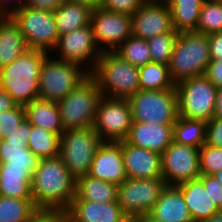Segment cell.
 <instances>
[{
  "instance_id": "2e32d148",
  "label": "cell",
  "mask_w": 222,
  "mask_h": 222,
  "mask_svg": "<svg viewBox=\"0 0 222 222\" xmlns=\"http://www.w3.org/2000/svg\"><path fill=\"white\" fill-rule=\"evenodd\" d=\"M175 31L166 0H146L132 15V35L144 40Z\"/></svg>"
},
{
  "instance_id": "ab89813d",
  "label": "cell",
  "mask_w": 222,
  "mask_h": 222,
  "mask_svg": "<svg viewBox=\"0 0 222 222\" xmlns=\"http://www.w3.org/2000/svg\"><path fill=\"white\" fill-rule=\"evenodd\" d=\"M198 179L203 183V186L210 195V199L219 210H222V185L213 175L201 174Z\"/></svg>"
},
{
  "instance_id": "f5cc1de1",
  "label": "cell",
  "mask_w": 222,
  "mask_h": 222,
  "mask_svg": "<svg viewBox=\"0 0 222 222\" xmlns=\"http://www.w3.org/2000/svg\"><path fill=\"white\" fill-rule=\"evenodd\" d=\"M135 220L137 222H160V221L154 220L149 215H145V216L139 217V218H137Z\"/></svg>"
},
{
  "instance_id": "5b68a950",
  "label": "cell",
  "mask_w": 222,
  "mask_h": 222,
  "mask_svg": "<svg viewBox=\"0 0 222 222\" xmlns=\"http://www.w3.org/2000/svg\"><path fill=\"white\" fill-rule=\"evenodd\" d=\"M102 97L95 79L89 74L57 103L64 131L93 127Z\"/></svg>"
},
{
  "instance_id": "7402d4cb",
  "label": "cell",
  "mask_w": 222,
  "mask_h": 222,
  "mask_svg": "<svg viewBox=\"0 0 222 222\" xmlns=\"http://www.w3.org/2000/svg\"><path fill=\"white\" fill-rule=\"evenodd\" d=\"M183 194L185 204L192 216L193 222L207 219L220 210L209 198L203 183L197 178L177 185Z\"/></svg>"
},
{
  "instance_id": "816d5d0a",
  "label": "cell",
  "mask_w": 222,
  "mask_h": 222,
  "mask_svg": "<svg viewBox=\"0 0 222 222\" xmlns=\"http://www.w3.org/2000/svg\"><path fill=\"white\" fill-rule=\"evenodd\" d=\"M64 1L83 3V4L91 6L92 8L97 6V2H98V0H64Z\"/></svg>"
},
{
  "instance_id": "74e56055",
  "label": "cell",
  "mask_w": 222,
  "mask_h": 222,
  "mask_svg": "<svg viewBox=\"0 0 222 222\" xmlns=\"http://www.w3.org/2000/svg\"><path fill=\"white\" fill-rule=\"evenodd\" d=\"M26 119L25 108L16 105L14 108L0 112V138L3 140Z\"/></svg>"
},
{
  "instance_id": "bcb514c9",
  "label": "cell",
  "mask_w": 222,
  "mask_h": 222,
  "mask_svg": "<svg viewBox=\"0 0 222 222\" xmlns=\"http://www.w3.org/2000/svg\"><path fill=\"white\" fill-rule=\"evenodd\" d=\"M64 0H26L25 6L36 10L54 12Z\"/></svg>"
},
{
  "instance_id": "ffe728a7",
  "label": "cell",
  "mask_w": 222,
  "mask_h": 222,
  "mask_svg": "<svg viewBox=\"0 0 222 222\" xmlns=\"http://www.w3.org/2000/svg\"><path fill=\"white\" fill-rule=\"evenodd\" d=\"M173 125L133 121L126 141L161 155L173 141Z\"/></svg>"
},
{
  "instance_id": "3957f363",
  "label": "cell",
  "mask_w": 222,
  "mask_h": 222,
  "mask_svg": "<svg viewBox=\"0 0 222 222\" xmlns=\"http://www.w3.org/2000/svg\"><path fill=\"white\" fill-rule=\"evenodd\" d=\"M104 97L128 99L139 89V67L123 60L115 52H102L89 73Z\"/></svg>"
},
{
  "instance_id": "83f0119b",
  "label": "cell",
  "mask_w": 222,
  "mask_h": 222,
  "mask_svg": "<svg viewBox=\"0 0 222 222\" xmlns=\"http://www.w3.org/2000/svg\"><path fill=\"white\" fill-rule=\"evenodd\" d=\"M205 0H166L171 11L175 31H196L200 11Z\"/></svg>"
},
{
  "instance_id": "11a10c76",
  "label": "cell",
  "mask_w": 222,
  "mask_h": 222,
  "mask_svg": "<svg viewBox=\"0 0 222 222\" xmlns=\"http://www.w3.org/2000/svg\"><path fill=\"white\" fill-rule=\"evenodd\" d=\"M127 222H137V221L134 219H129Z\"/></svg>"
},
{
  "instance_id": "52a82bcc",
  "label": "cell",
  "mask_w": 222,
  "mask_h": 222,
  "mask_svg": "<svg viewBox=\"0 0 222 222\" xmlns=\"http://www.w3.org/2000/svg\"><path fill=\"white\" fill-rule=\"evenodd\" d=\"M102 142L93 127L66 130L60 136L59 157L75 179L89 174Z\"/></svg>"
},
{
  "instance_id": "f6af8a7d",
  "label": "cell",
  "mask_w": 222,
  "mask_h": 222,
  "mask_svg": "<svg viewBox=\"0 0 222 222\" xmlns=\"http://www.w3.org/2000/svg\"><path fill=\"white\" fill-rule=\"evenodd\" d=\"M211 60L222 59V32L207 35Z\"/></svg>"
},
{
  "instance_id": "ee69618b",
  "label": "cell",
  "mask_w": 222,
  "mask_h": 222,
  "mask_svg": "<svg viewBox=\"0 0 222 222\" xmlns=\"http://www.w3.org/2000/svg\"><path fill=\"white\" fill-rule=\"evenodd\" d=\"M204 76L216 87L222 86V59L211 60Z\"/></svg>"
},
{
  "instance_id": "4fadbf2b",
  "label": "cell",
  "mask_w": 222,
  "mask_h": 222,
  "mask_svg": "<svg viewBox=\"0 0 222 222\" xmlns=\"http://www.w3.org/2000/svg\"><path fill=\"white\" fill-rule=\"evenodd\" d=\"M93 38L101 52H114L132 35V16L95 6L90 16Z\"/></svg>"
},
{
  "instance_id": "9f6ffc18",
  "label": "cell",
  "mask_w": 222,
  "mask_h": 222,
  "mask_svg": "<svg viewBox=\"0 0 222 222\" xmlns=\"http://www.w3.org/2000/svg\"><path fill=\"white\" fill-rule=\"evenodd\" d=\"M3 18H4V16L2 14H0V22L2 21Z\"/></svg>"
},
{
  "instance_id": "8fae6325",
  "label": "cell",
  "mask_w": 222,
  "mask_h": 222,
  "mask_svg": "<svg viewBox=\"0 0 222 222\" xmlns=\"http://www.w3.org/2000/svg\"><path fill=\"white\" fill-rule=\"evenodd\" d=\"M11 18L19 26L29 49H39L51 53L56 47L59 34L54 12L24 6Z\"/></svg>"
},
{
  "instance_id": "4316f807",
  "label": "cell",
  "mask_w": 222,
  "mask_h": 222,
  "mask_svg": "<svg viewBox=\"0 0 222 222\" xmlns=\"http://www.w3.org/2000/svg\"><path fill=\"white\" fill-rule=\"evenodd\" d=\"M31 182L32 175L26 168L0 166V195L32 199Z\"/></svg>"
},
{
  "instance_id": "484cf974",
  "label": "cell",
  "mask_w": 222,
  "mask_h": 222,
  "mask_svg": "<svg viewBox=\"0 0 222 222\" xmlns=\"http://www.w3.org/2000/svg\"><path fill=\"white\" fill-rule=\"evenodd\" d=\"M118 185L99 180L90 175L76 179L75 196L72 200H88L97 203L117 201Z\"/></svg>"
},
{
  "instance_id": "4dcf8cb0",
  "label": "cell",
  "mask_w": 222,
  "mask_h": 222,
  "mask_svg": "<svg viewBox=\"0 0 222 222\" xmlns=\"http://www.w3.org/2000/svg\"><path fill=\"white\" fill-rule=\"evenodd\" d=\"M60 136L42 127L31 125L27 147L38 159L54 158L59 156Z\"/></svg>"
},
{
  "instance_id": "1f68e13d",
  "label": "cell",
  "mask_w": 222,
  "mask_h": 222,
  "mask_svg": "<svg viewBox=\"0 0 222 222\" xmlns=\"http://www.w3.org/2000/svg\"><path fill=\"white\" fill-rule=\"evenodd\" d=\"M140 90H162L175 88L168 65L150 62L139 67Z\"/></svg>"
},
{
  "instance_id": "836d02e7",
  "label": "cell",
  "mask_w": 222,
  "mask_h": 222,
  "mask_svg": "<svg viewBox=\"0 0 222 222\" xmlns=\"http://www.w3.org/2000/svg\"><path fill=\"white\" fill-rule=\"evenodd\" d=\"M123 60L141 67L151 62V56L147 40L131 35L115 51Z\"/></svg>"
},
{
  "instance_id": "e575fe53",
  "label": "cell",
  "mask_w": 222,
  "mask_h": 222,
  "mask_svg": "<svg viewBox=\"0 0 222 222\" xmlns=\"http://www.w3.org/2000/svg\"><path fill=\"white\" fill-rule=\"evenodd\" d=\"M196 32L206 35L222 32V0L204 1Z\"/></svg>"
},
{
  "instance_id": "d4e9b609",
  "label": "cell",
  "mask_w": 222,
  "mask_h": 222,
  "mask_svg": "<svg viewBox=\"0 0 222 222\" xmlns=\"http://www.w3.org/2000/svg\"><path fill=\"white\" fill-rule=\"evenodd\" d=\"M92 9L91 6L83 3L64 1L54 11L59 37L89 25Z\"/></svg>"
},
{
  "instance_id": "b9f144b4",
  "label": "cell",
  "mask_w": 222,
  "mask_h": 222,
  "mask_svg": "<svg viewBox=\"0 0 222 222\" xmlns=\"http://www.w3.org/2000/svg\"><path fill=\"white\" fill-rule=\"evenodd\" d=\"M205 143L222 148V118L213 117L207 122Z\"/></svg>"
},
{
  "instance_id": "d590c367",
  "label": "cell",
  "mask_w": 222,
  "mask_h": 222,
  "mask_svg": "<svg viewBox=\"0 0 222 222\" xmlns=\"http://www.w3.org/2000/svg\"><path fill=\"white\" fill-rule=\"evenodd\" d=\"M178 34L177 31H170L147 40L151 62L169 64Z\"/></svg>"
},
{
  "instance_id": "30bf717a",
  "label": "cell",
  "mask_w": 222,
  "mask_h": 222,
  "mask_svg": "<svg viewBox=\"0 0 222 222\" xmlns=\"http://www.w3.org/2000/svg\"><path fill=\"white\" fill-rule=\"evenodd\" d=\"M167 184L163 178H127L118 185L117 202L129 219L148 215Z\"/></svg>"
},
{
  "instance_id": "ba28073f",
  "label": "cell",
  "mask_w": 222,
  "mask_h": 222,
  "mask_svg": "<svg viewBox=\"0 0 222 222\" xmlns=\"http://www.w3.org/2000/svg\"><path fill=\"white\" fill-rule=\"evenodd\" d=\"M175 89L178 116L206 122L214 117L217 88L204 75L185 79Z\"/></svg>"
},
{
  "instance_id": "9c48e42d",
  "label": "cell",
  "mask_w": 222,
  "mask_h": 222,
  "mask_svg": "<svg viewBox=\"0 0 222 222\" xmlns=\"http://www.w3.org/2000/svg\"><path fill=\"white\" fill-rule=\"evenodd\" d=\"M133 121L175 124L178 118L176 89L138 90L128 99Z\"/></svg>"
},
{
  "instance_id": "d6a6232c",
  "label": "cell",
  "mask_w": 222,
  "mask_h": 222,
  "mask_svg": "<svg viewBox=\"0 0 222 222\" xmlns=\"http://www.w3.org/2000/svg\"><path fill=\"white\" fill-rule=\"evenodd\" d=\"M37 209L32 199L0 195V222H27Z\"/></svg>"
},
{
  "instance_id": "277c9868",
  "label": "cell",
  "mask_w": 222,
  "mask_h": 222,
  "mask_svg": "<svg viewBox=\"0 0 222 222\" xmlns=\"http://www.w3.org/2000/svg\"><path fill=\"white\" fill-rule=\"evenodd\" d=\"M210 61L206 34L196 31L179 32L168 64L171 79L176 85L185 79L202 76Z\"/></svg>"
},
{
  "instance_id": "7a4b0ae2",
  "label": "cell",
  "mask_w": 222,
  "mask_h": 222,
  "mask_svg": "<svg viewBox=\"0 0 222 222\" xmlns=\"http://www.w3.org/2000/svg\"><path fill=\"white\" fill-rule=\"evenodd\" d=\"M49 54L39 49H28L10 65L0 69V88L5 90L17 105L25 106L39 98L41 66Z\"/></svg>"
},
{
  "instance_id": "f35d334b",
  "label": "cell",
  "mask_w": 222,
  "mask_h": 222,
  "mask_svg": "<svg viewBox=\"0 0 222 222\" xmlns=\"http://www.w3.org/2000/svg\"><path fill=\"white\" fill-rule=\"evenodd\" d=\"M146 0H98L97 6L107 11L132 16Z\"/></svg>"
},
{
  "instance_id": "7c38bea8",
  "label": "cell",
  "mask_w": 222,
  "mask_h": 222,
  "mask_svg": "<svg viewBox=\"0 0 222 222\" xmlns=\"http://www.w3.org/2000/svg\"><path fill=\"white\" fill-rule=\"evenodd\" d=\"M133 123V115L127 99L102 97L93 124L103 142L126 140Z\"/></svg>"
},
{
  "instance_id": "8992f818",
  "label": "cell",
  "mask_w": 222,
  "mask_h": 222,
  "mask_svg": "<svg viewBox=\"0 0 222 222\" xmlns=\"http://www.w3.org/2000/svg\"><path fill=\"white\" fill-rule=\"evenodd\" d=\"M88 75L89 72L81 65L49 54L41 66L38 97L58 103Z\"/></svg>"
},
{
  "instance_id": "44dd1931",
  "label": "cell",
  "mask_w": 222,
  "mask_h": 222,
  "mask_svg": "<svg viewBox=\"0 0 222 222\" xmlns=\"http://www.w3.org/2000/svg\"><path fill=\"white\" fill-rule=\"evenodd\" d=\"M148 215L160 222H193L177 186H166Z\"/></svg>"
},
{
  "instance_id": "f546056e",
  "label": "cell",
  "mask_w": 222,
  "mask_h": 222,
  "mask_svg": "<svg viewBox=\"0 0 222 222\" xmlns=\"http://www.w3.org/2000/svg\"><path fill=\"white\" fill-rule=\"evenodd\" d=\"M207 122L178 116L173 125V141L179 144L201 147L205 144Z\"/></svg>"
},
{
  "instance_id": "9a60e30c",
  "label": "cell",
  "mask_w": 222,
  "mask_h": 222,
  "mask_svg": "<svg viewBox=\"0 0 222 222\" xmlns=\"http://www.w3.org/2000/svg\"><path fill=\"white\" fill-rule=\"evenodd\" d=\"M101 53L94 41L93 30L89 24L61 35L50 54L59 60L77 63L90 73Z\"/></svg>"
},
{
  "instance_id": "8d00e7d4",
  "label": "cell",
  "mask_w": 222,
  "mask_h": 222,
  "mask_svg": "<svg viewBox=\"0 0 222 222\" xmlns=\"http://www.w3.org/2000/svg\"><path fill=\"white\" fill-rule=\"evenodd\" d=\"M200 171L203 175H213L222 171V148L206 143L200 147Z\"/></svg>"
},
{
  "instance_id": "7bdbcfd3",
  "label": "cell",
  "mask_w": 222,
  "mask_h": 222,
  "mask_svg": "<svg viewBox=\"0 0 222 222\" xmlns=\"http://www.w3.org/2000/svg\"><path fill=\"white\" fill-rule=\"evenodd\" d=\"M31 132V124L25 119L13 132L7 135L3 140L6 142H16V143H26L28 144V140Z\"/></svg>"
},
{
  "instance_id": "ac0fdd59",
  "label": "cell",
  "mask_w": 222,
  "mask_h": 222,
  "mask_svg": "<svg viewBox=\"0 0 222 222\" xmlns=\"http://www.w3.org/2000/svg\"><path fill=\"white\" fill-rule=\"evenodd\" d=\"M121 152L128 178H162L161 155L121 141Z\"/></svg>"
},
{
  "instance_id": "7dc6e473",
  "label": "cell",
  "mask_w": 222,
  "mask_h": 222,
  "mask_svg": "<svg viewBox=\"0 0 222 222\" xmlns=\"http://www.w3.org/2000/svg\"><path fill=\"white\" fill-rule=\"evenodd\" d=\"M26 0H0V14L11 17L25 6Z\"/></svg>"
},
{
  "instance_id": "603a6c76",
  "label": "cell",
  "mask_w": 222,
  "mask_h": 222,
  "mask_svg": "<svg viewBox=\"0 0 222 222\" xmlns=\"http://www.w3.org/2000/svg\"><path fill=\"white\" fill-rule=\"evenodd\" d=\"M24 35L11 17L0 22V69L10 65L28 50Z\"/></svg>"
},
{
  "instance_id": "6da1fadb",
  "label": "cell",
  "mask_w": 222,
  "mask_h": 222,
  "mask_svg": "<svg viewBox=\"0 0 222 222\" xmlns=\"http://www.w3.org/2000/svg\"><path fill=\"white\" fill-rule=\"evenodd\" d=\"M76 179L59 156L40 159L32 175L31 194L38 209L66 211L75 196Z\"/></svg>"
},
{
  "instance_id": "c3c4849f",
  "label": "cell",
  "mask_w": 222,
  "mask_h": 222,
  "mask_svg": "<svg viewBox=\"0 0 222 222\" xmlns=\"http://www.w3.org/2000/svg\"><path fill=\"white\" fill-rule=\"evenodd\" d=\"M17 104L12 97L3 89L0 88V112L14 108Z\"/></svg>"
},
{
  "instance_id": "f907efd6",
  "label": "cell",
  "mask_w": 222,
  "mask_h": 222,
  "mask_svg": "<svg viewBox=\"0 0 222 222\" xmlns=\"http://www.w3.org/2000/svg\"><path fill=\"white\" fill-rule=\"evenodd\" d=\"M197 222H222V210L213 214L212 216H210L207 219H203V220H200Z\"/></svg>"
},
{
  "instance_id": "60d3db41",
  "label": "cell",
  "mask_w": 222,
  "mask_h": 222,
  "mask_svg": "<svg viewBox=\"0 0 222 222\" xmlns=\"http://www.w3.org/2000/svg\"><path fill=\"white\" fill-rule=\"evenodd\" d=\"M27 222H68V218L62 209H37Z\"/></svg>"
},
{
  "instance_id": "681fc988",
  "label": "cell",
  "mask_w": 222,
  "mask_h": 222,
  "mask_svg": "<svg viewBox=\"0 0 222 222\" xmlns=\"http://www.w3.org/2000/svg\"><path fill=\"white\" fill-rule=\"evenodd\" d=\"M214 117L222 118V86L217 88Z\"/></svg>"
},
{
  "instance_id": "f1b7e54d",
  "label": "cell",
  "mask_w": 222,
  "mask_h": 222,
  "mask_svg": "<svg viewBox=\"0 0 222 222\" xmlns=\"http://www.w3.org/2000/svg\"><path fill=\"white\" fill-rule=\"evenodd\" d=\"M40 159L27 147L26 143L6 142L0 143V166L26 168L33 175Z\"/></svg>"
},
{
  "instance_id": "cb8c5ba5",
  "label": "cell",
  "mask_w": 222,
  "mask_h": 222,
  "mask_svg": "<svg viewBox=\"0 0 222 222\" xmlns=\"http://www.w3.org/2000/svg\"><path fill=\"white\" fill-rule=\"evenodd\" d=\"M24 108L26 119L31 125L42 127L54 134H63L64 129L56 102L37 98L25 105Z\"/></svg>"
},
{
  "instance_id": "d6986e66",
  "label": "cell",
  "mask_w": 222,
  "mask_h": 222,
  "mask_svg": "<svg viewBox=\"0 0 222 222\" xmlns=\"http://www.w3.org/2000/svg\"><path fill=\"white\" fill-rule=\"evenodd\" d=\"M68 222H127L117 201L97 203L88 200H72L66 210Z\"/></svg>"
},
{
  "instance_id": "e0dca14e",
  "label": "cell",
  "mask_w": 222,
  "mask_h": 222,
  "mask_svg": "<svg viewBox=\"0 0 222 222\" xmlns=\"http://www.w3.org/2000/svg\"><path fill=\"white\" fill-rule=\"evenodd\" d=\"M88 175L116 185H120L128 178L121 152V141L102 142L95 153Z\"/></svg>"
},
{
  "instance_id": "5bb4252c",
  "label": "cell",
  "mask_w": 222,
  "mask_h": 222,
  "mask_svg": "<svg viewBox=\"0 0 222 222\" xmlns=\"http://www.w3.org/2000/svg\"><path fill=\"white\" fill-rule=\"evenodd\" d=\"M161 168L167 186L197 179L201 175L200 148L172 141L161 154Z\"/></svg>"
},
{
  "instance_id": "db71d44e",
  "label": "cell",
  "mask_w": 222,
  "mask_h": 222,
  "mask_svg": "<svg viewBox=\"0 0 222 222\" xmlns=\"http://www.w3.org/2000/svg\"><path fill=\"white\" fill-rule=\"evenodd\" d=\"M213 176L218 180V182L222 185V171L213 174Z\"/></svg>"
}]
</instances>
